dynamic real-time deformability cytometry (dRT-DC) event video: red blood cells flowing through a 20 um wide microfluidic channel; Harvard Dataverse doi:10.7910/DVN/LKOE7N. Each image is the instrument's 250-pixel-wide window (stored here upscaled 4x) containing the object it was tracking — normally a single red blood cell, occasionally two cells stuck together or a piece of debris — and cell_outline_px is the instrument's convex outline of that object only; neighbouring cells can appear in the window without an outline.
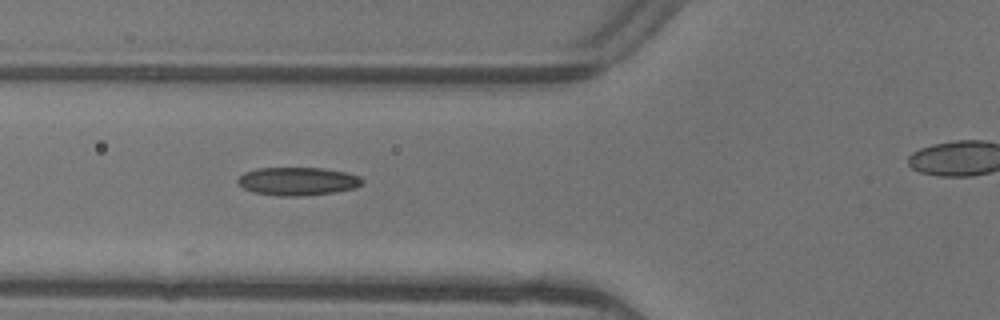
{"species": "common noctule bat (a hibernating species)", "species_latin": "Nyctalus noctula", "temperature_condition": "warm", "stored_images_in_passage": 5, "camera_frame_rate_fps": 3000, "um_per_image_px": 0.085, "animal": {"sex": "female"}, "frame": {"image": 1, "passage_image": 3, "time_ms": 0.667, "image_size_px": [1000, 320], "cell_outline_px": [[364, 180], [356, 188], [336, 192], [304, 196], [280, 196], [252, 192], [244, 188], [236, 180], [244, 172], [256, 168], [324, 168], [344, 172], [360, 176]], "centroid_in_image_um": [25.3, 15.41], "position_along_channel_um": 100.5, "area_um2": 20.52}}
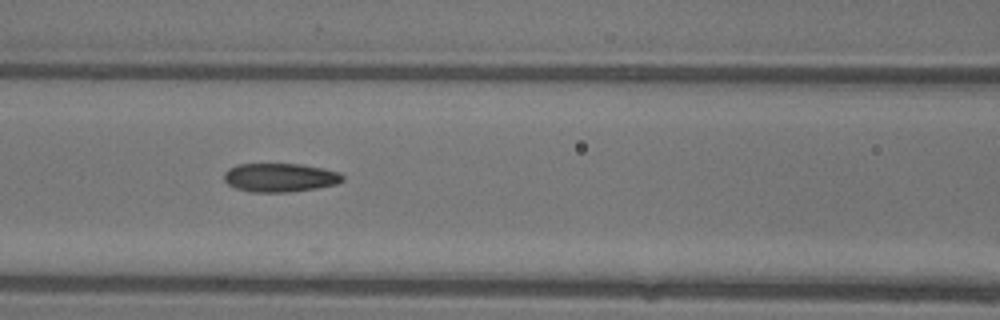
{"frame": {"image": 2, "passage_image": 4, "time_ms": 1.0, "image_size_px": [1000, 320], "cell_outline_px": [[344, 180], [336, 184], [316, 188], [288, 192], [252, 192], [236, 188], [228, 184], [224, 180], [224, 172], [228, 168], [236, 164], [304, 164], [324, 168], [340, 172], [344, 176]], "centroid_in_image_um": [23.81, 15.08], "position_along_channel_um": 142.8, "area_um2": 20.0}}
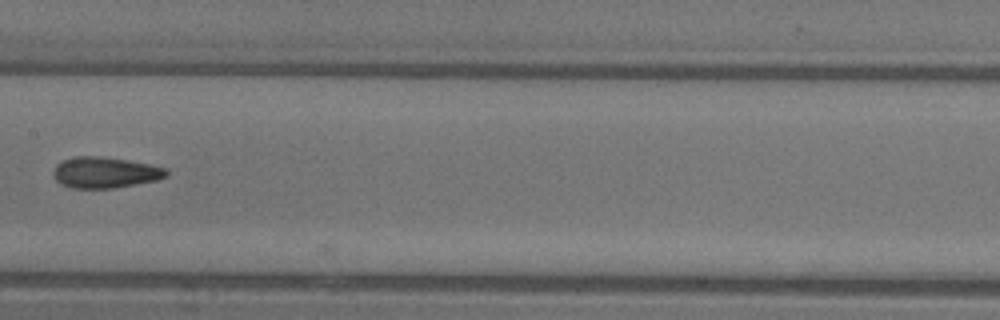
{"frame": {"image": 3, "passage_image": 5, "time_ms": 1.333, "image_size_px": [1000, 320], "cell_outline_px": [[168, 176], [156, 180], [112, 188], [72, 188], [60, 184], [56, 180], [52, 172], [56, 164], [64, 160], [76, 156], [104, 156], [148, 164], [168, 168]], "centroid_in_image_um": [8.91, 14.66], "position_along_channel_um": 198.5, "area_um2": 20.4}}